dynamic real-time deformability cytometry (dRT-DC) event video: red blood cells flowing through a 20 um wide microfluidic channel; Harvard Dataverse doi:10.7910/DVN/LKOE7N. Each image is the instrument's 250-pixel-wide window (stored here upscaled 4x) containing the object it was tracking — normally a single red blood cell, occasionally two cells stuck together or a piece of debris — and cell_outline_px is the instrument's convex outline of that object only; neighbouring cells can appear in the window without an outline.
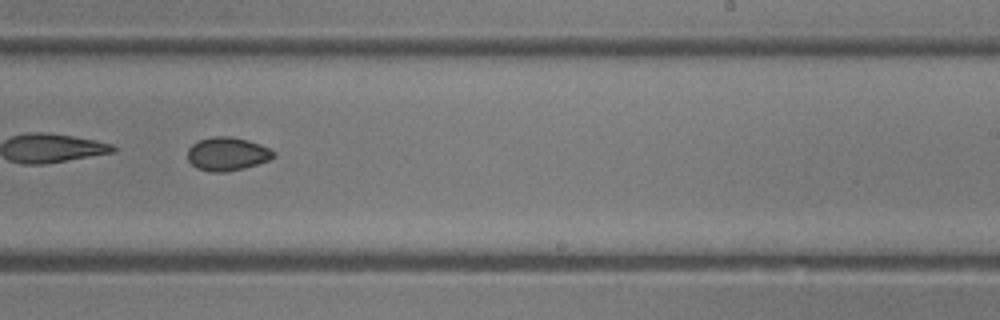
{"species": "common noctule bat (a hibernating species)", "species_latin": "Nyctalus noctula", "temperature_condition": "room temperature", "stored_images_in_passage": 30, "camera_frame_rate_fps": 3000, "um_per_image_px": 0.085, "animal": {"sex": "female"}, "frame": {"image": 1, "passage_image": 18, "time_ms": 5.667, "image_size_px": [1000, 320], "cell_outline_px": [[276, 156], [268, 160], [244, 168], [224, 172], [208, 172], [196, 168], [188, 160], [188, 148], [192, 144], [200, 140], [212, 136], [232, 136], [248, 140], [260, 144], [276, 152]], "centroid_in_image_um": [19.31, 13.08], "position_along_channel_um": 269.7, "area_um2": 16.82}}